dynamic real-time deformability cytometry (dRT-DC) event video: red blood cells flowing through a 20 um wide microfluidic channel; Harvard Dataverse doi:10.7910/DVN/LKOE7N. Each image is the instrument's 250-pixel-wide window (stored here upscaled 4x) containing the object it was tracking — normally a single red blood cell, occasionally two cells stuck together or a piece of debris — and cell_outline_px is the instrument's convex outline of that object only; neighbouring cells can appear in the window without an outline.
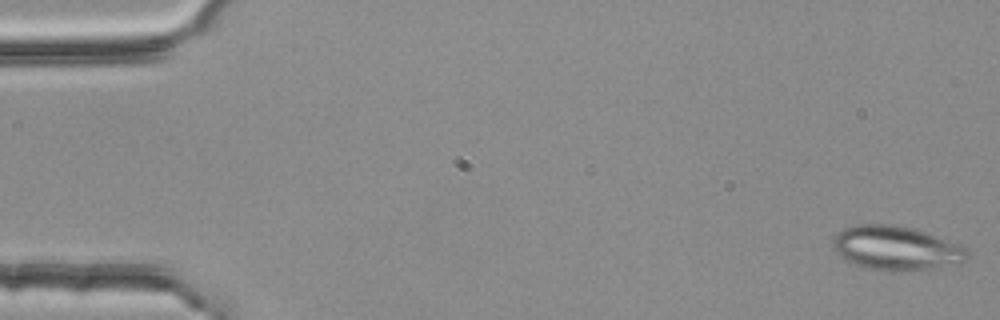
{"species": "common noctule bat (a hibernating species)", "species_latin": "Nyctalus noctula", "temperature_condition": "room temperature", "stored_images_in_passage": 4, "camera_frame_rate_fps": 3000, "um_per_image_px": 0.085, "animal": {"sex": "female", "body_mass_g": 25.1}, "frame": {"image": 1, "passage_image": 1, "time_ms": 0.0, "image_size_px": [1000, 320], "cell_outline_px": [[968, 256], [964, 260], [936, 268], [908, 272], [888, 272], [868, 268], [844, 260], [832, 248], [832, 236], [836, 232], [844, 228], [856, 224], [892, 224], [912, 228], [924, 232], [968, 248]], "centroid_in_image_um": [76.09, 21.1], "position_along_channel_um": 8.9, "area_um2": 34.8}}